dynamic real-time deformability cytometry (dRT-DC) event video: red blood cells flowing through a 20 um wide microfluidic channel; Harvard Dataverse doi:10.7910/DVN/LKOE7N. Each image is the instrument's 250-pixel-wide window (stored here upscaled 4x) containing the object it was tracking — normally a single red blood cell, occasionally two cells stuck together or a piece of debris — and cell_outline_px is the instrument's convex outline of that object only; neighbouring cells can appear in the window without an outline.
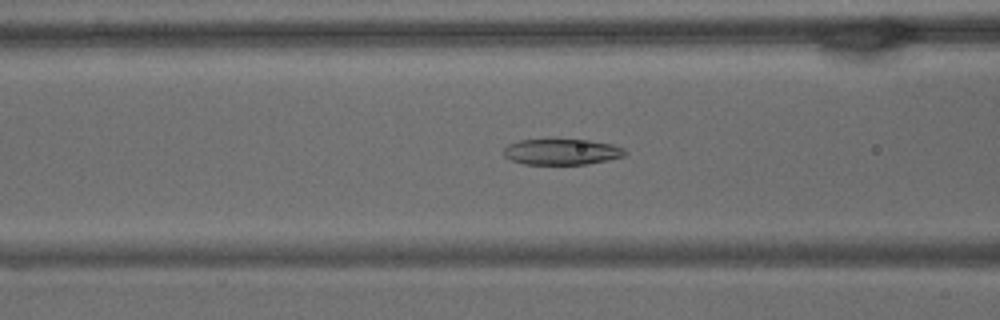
{"species": "common noctule bat (a hibernating species)", "species_latin": "Nyctalus noctula", "temperature_condition": "warm", "stored_images_in_passage": 45, "camera_frame_rate_fps": 3000, "um_per_image_px": 0.085, "animal": {"sex": "male", "body_mass_g": 15.6}, "frame": {"image": 1, "passage_image": 23, "time_ms": 7.333, "image_size_px": [1000, 320], "cell_outline_px": [[628, 152], [624, 156], [608, 160], [588, 164], [524, 164], [512, 160], [504, 156], [504, 148], [508, 144], [520, 140], [588, 140], [612, 144], [624, 148]], "centroid_in_image_um": [47.77, 12.91], "position_along_channel_um": 118.8, "area_um2": 18.21}}
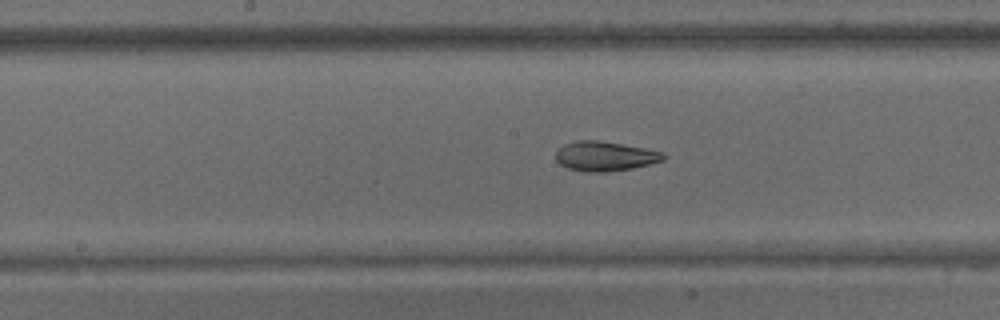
{"frame": {"image": 2, "passage_image": 30, "time_ms": 9.667, "image_size_px": [1000, 320], "cell_outline_px": [[668, 156], [664, 160], [632, 168], [604, 172], [584, 172], [568, 168], [560, 164], [556, 160], [556, 152], [564, 144], [576, 140], [600, 140], [644, 148], [664, 152]], "centroid_in_image_um": [51.43, 13.27], "position_along_channel_um": 196.8, "area_um2": 18.61}}
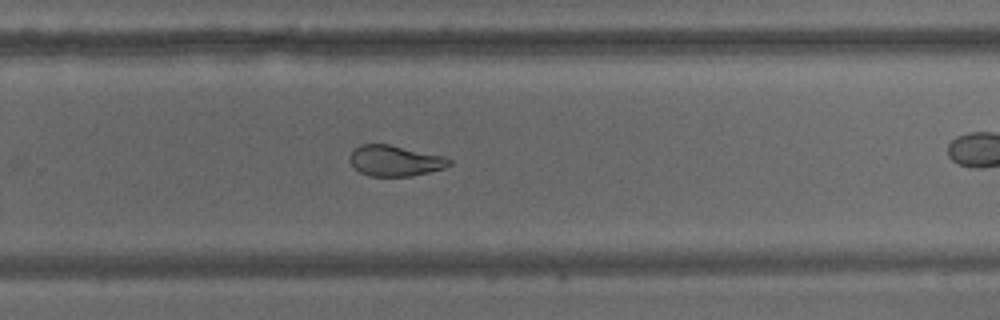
{"frame": {"image": 3, "passage_image": 39, "time_ms": 12.667, "image_size_px": [1000, 320], "cell_outline_px": [[452, 164], [444, 168], [412, 176], [368, 176], [360, 172], [348, 160], [348, 156], [352, 148], [360, 144], [388, 144], [444, 156], [452, 160]], "centroid_in_image_um": [33.54, 13.65], "position_along_channel_um": 296.3, "area_um2": 17.98}, "authors_computed_cell_mechanics": {"area_um2": 19.5942, "velocity_mm_per_s": 3.3305, "shape_relaxation_time_tau1_ms": null, "shape_relaxation_time_tau2_ms": 4.7807, "deformation_change_tau1": null, "deformation_change_tau2": 0.108}}